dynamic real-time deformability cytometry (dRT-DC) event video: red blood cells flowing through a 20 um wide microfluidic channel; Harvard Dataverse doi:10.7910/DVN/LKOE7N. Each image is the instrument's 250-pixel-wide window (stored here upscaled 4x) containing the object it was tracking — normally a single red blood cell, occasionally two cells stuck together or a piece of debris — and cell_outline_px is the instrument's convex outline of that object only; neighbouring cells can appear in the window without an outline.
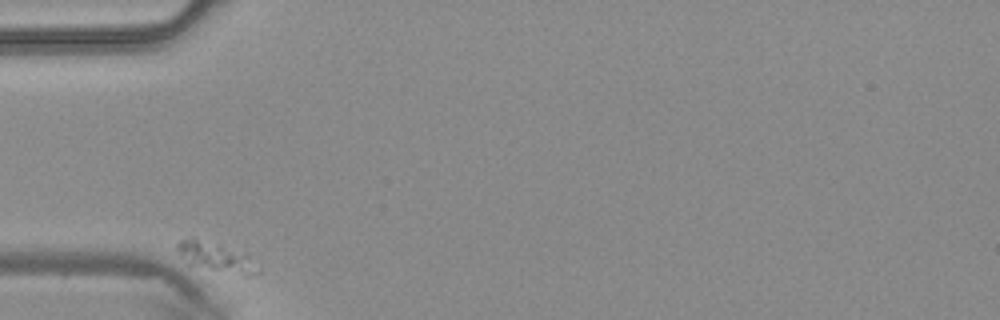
{"species": "common noctule bat (a hibernating species)", "species_latin": "Nyctalus noctula", "temperature_condition": "warm", "stored_images_in_passage": 29, "camera_frame_rate_fps": 3000, "um_per_image_px": 0.085, "animal": {"sex": "male", "body_mass_g": 20.4}, "frame": {"image": 1, "passage_image": 1, "time_ms": 0.0, "image_size_px": [1000, 320], "cell_outline_px": [[260, 272], [248, 276], [244, 276], [188, 264], [180, 256], [176, 248], [176, 244], [180, 240], [188, 236], [192, 236], [220, 244], [244, 252], [260, 268]], "centroid_in_image_um": [18.34, 21.82], "position_along_channel_um": 66.7, "area_um2": 14.1}}
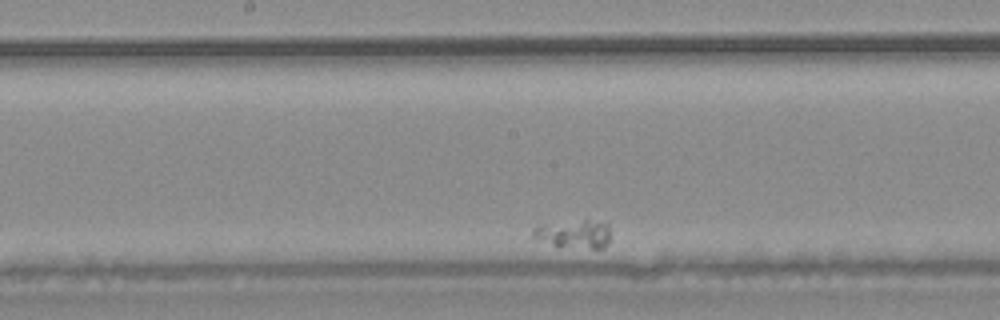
{"frame": {"image": 2, "passage_image": 14, "time_ms": 4.333, "image_size_px": [1000, 320], "cell_outline_px": [[608, 244], [604, 248], [556, 248], [532, 236], [532, 228], [540, 224], [584, 220], [608, 220]], "centroid_in_image_um": [48.77, 19.89], "position_along_channel_um": 199.4, "area_um2": 13.29}}
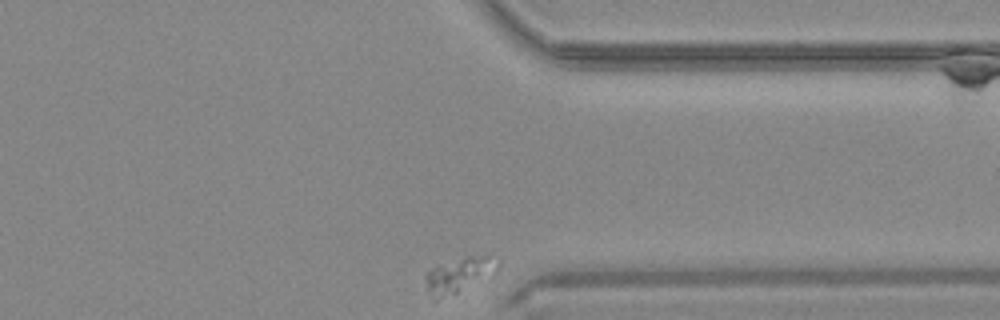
{"frame": {"image": 3, "passage_image": 29, "time_ms": 9.333, "image_size_px": [1000, 320], "cell_outline_px": [[500, 272], [492, 276], [456, 292], [436, 300], [432, 300], [424, 280], [424, 276], [436, 264], [468, 256], [500, 256]], "centroid_in_image_um": [39.09, 23.33], "position_along_channel_um": 372.3, "area_um2": 15.2}}